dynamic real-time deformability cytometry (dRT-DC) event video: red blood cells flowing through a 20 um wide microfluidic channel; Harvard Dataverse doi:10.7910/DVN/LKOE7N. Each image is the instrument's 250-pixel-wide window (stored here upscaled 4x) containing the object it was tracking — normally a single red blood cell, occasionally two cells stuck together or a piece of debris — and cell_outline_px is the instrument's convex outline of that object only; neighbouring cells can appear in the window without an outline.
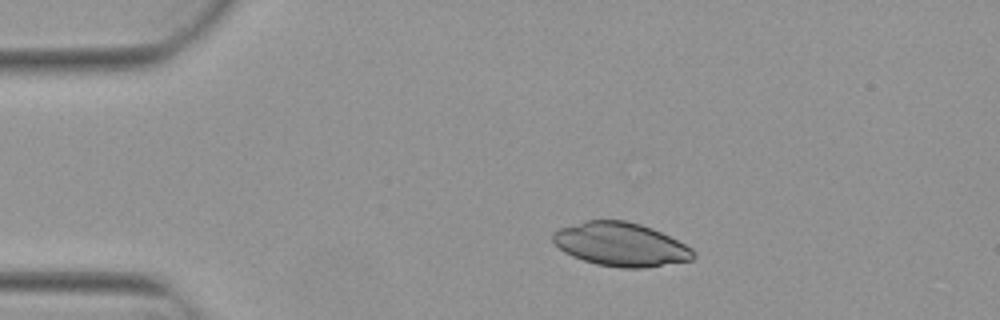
{"species": "Egyptian fruit bat (a non-hibernating species)", "species_latin": "Rousettus aegyptiacus", "temperature_condition": "warm", "stored_images_in_passage": 4, "camera_frame_rate_fps": 3000, "um_per_image_px": 0.085, "animal": {"sex": "female"}, "frame": {"image": 1, "passage_image": 1, "time_ms": 0.0, "image_size_px": [1000, 320], "cell_outline_px": [[696, 256], [692, 260], [644, 268], [620, 268], [596, 264], [572, 256], [564, 252], [552, 240], [552, 232], [560, 228], [588, 220], [624, 220], [640, 224], [652, 228], [692, 248], [696, 252]], "centroid_in_image_um": [52.77, 20.78], "position_along_channel_um": 32.2, "area_um2": 35.6}}